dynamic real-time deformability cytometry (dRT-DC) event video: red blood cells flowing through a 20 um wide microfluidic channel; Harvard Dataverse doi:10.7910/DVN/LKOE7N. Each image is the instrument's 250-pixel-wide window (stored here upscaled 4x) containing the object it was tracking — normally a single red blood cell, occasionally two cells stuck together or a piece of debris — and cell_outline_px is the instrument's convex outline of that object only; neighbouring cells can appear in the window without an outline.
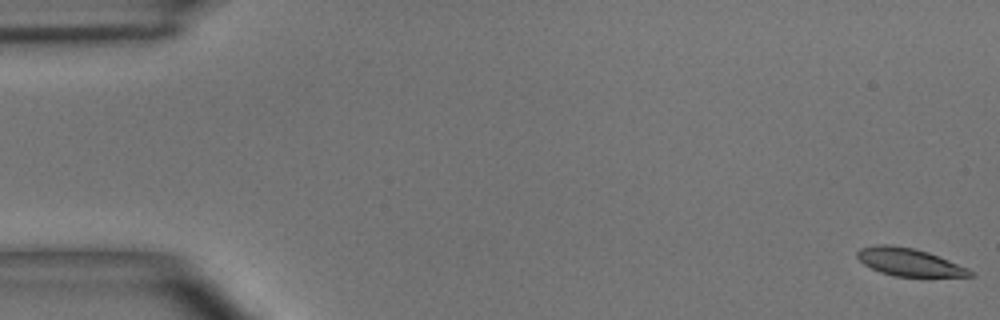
{"species": "common noctule bat (a hibernating species)", "species_latin": "Nyctalus noctula", "temperature_condition": "room temperature", "stored_images_in_passage": 5, "camera_frame_rate_fps": 3000, "um_per_image_px": 0.085, "animal": {"sex": "male", "body_mass_g": 15.6}, "frame": {"image": 1, "passage_image": 1, "time_ms": 0.0, "image_size_px": [1000, 320], "cell_outline_px": [[976, 276], [892, 276], [880, 272], [864, 264], [856, 256], [856, 252], [860, 248], [876, 244], [892, 244], [916, 248], [928, 252], [968, 268], [976, 272]], "centroid_in_image_um": [77.27, 22.26], "position_along_channel_um": 7.7, "area_um2": 18.32}}
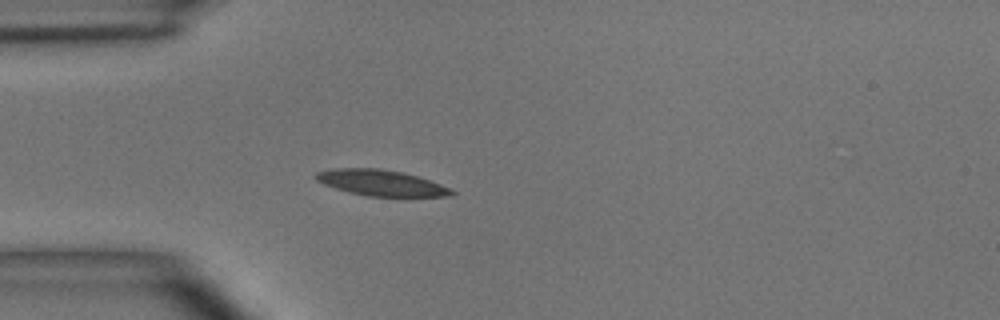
{"frame": {"image": 2, "passage_image": 5, "time_ms": 4.667, "image_size_px": [1000, 320], "cell_outline_px": [[456, 192], [452, 196], [368, 196], [348, 192], [324, 184], [316, 180], [312, 176], [316, 172], [332, 168], [380, 168], [400, 172], [416, 176], [452, 188]], "centroid_in_image_um": [32.36, 15.54], "position_along_channel_um": 52.6, "area_um2": 20.4}}